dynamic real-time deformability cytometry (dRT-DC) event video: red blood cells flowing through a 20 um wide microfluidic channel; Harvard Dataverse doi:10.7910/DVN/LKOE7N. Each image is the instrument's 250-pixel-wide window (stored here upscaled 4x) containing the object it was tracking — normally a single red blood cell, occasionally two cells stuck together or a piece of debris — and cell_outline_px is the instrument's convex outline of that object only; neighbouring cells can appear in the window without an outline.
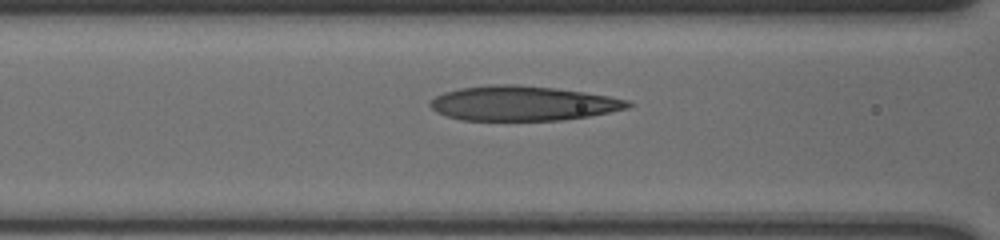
{"species": "human", "species_latin": "Homo sapiens", "temperature_condition": "cold", "stored_images_in_passage": 16, "camera_frame_rate_fps": 3000, "um_per_image_px": 0.085, "donor": {"sex": "male"}, "frame": {"image": 1, "passage_image": 7, "time_ms": 2.0, "image_size_px": [1000, 240], "cell_outline_px": [[632, 104], [628, 108], [588, 116], [564, 120], [460, 120], [436, 112], [428, 104], [436, 96], [444, 92], [460, 88], [488, 84], [516, 84], [556, 88], [584, 92], [608, 96], [628, 100]], "centroid_in_image_um": [44.41, 8.78], "position_along_channel_um": 122.2, "area_um2": 39.94}}
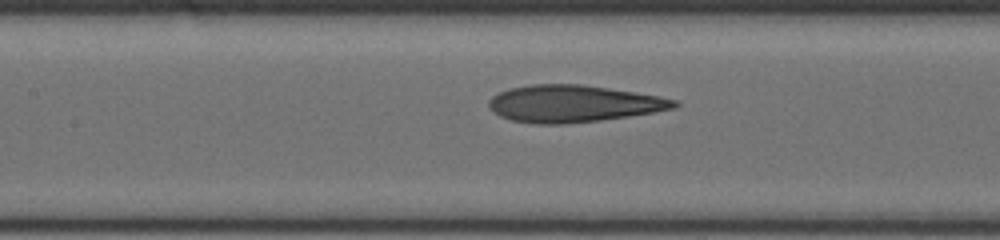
{"frame": {"image": 2, "passage_image": 10, "time_ms": 3.0, "image_size_px": [1000, 240], "cell_outline_px": [[680, 104], [676, 108], [628, 116], [600, 120], [568, 124], [536, 124], [512, 120], [500, 116], [488, 104], [488, 100], [492, 96], [500, 92], [512, 88], [532, 84], [580, 84], [608, 88], [660, 96], [676, 100]], "centroid_in_image_um": [48.75, 8.81], "position_along_channel_um": 158.7, "area_um2": 39.71}}
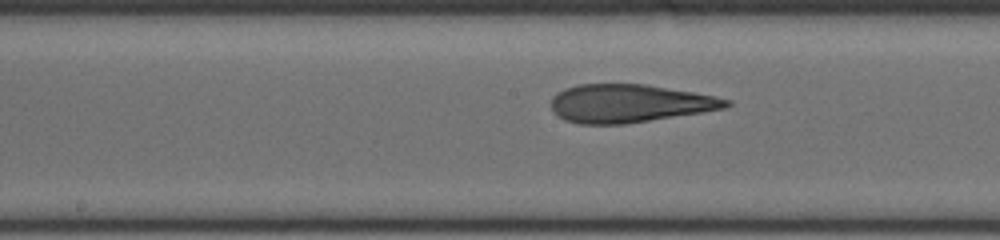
{"frame": {"image": 3, "passage_image": 13, "time_ms": 4.0, "image_size_px": [1000, 240], "cell_outline_px": [[732, 104], [728, 108], [704, 112], [624, 124], [576, 124], [564, 120], [552, 108], [552, 96], [556, 92], [564, 88], [580, 84], [644, 84], [692, 92], [732, 100]], "centroid_in_image_um": [53.5, 8.79], "position_along_channel_um": 194.7, "area_um2": 38.84}}